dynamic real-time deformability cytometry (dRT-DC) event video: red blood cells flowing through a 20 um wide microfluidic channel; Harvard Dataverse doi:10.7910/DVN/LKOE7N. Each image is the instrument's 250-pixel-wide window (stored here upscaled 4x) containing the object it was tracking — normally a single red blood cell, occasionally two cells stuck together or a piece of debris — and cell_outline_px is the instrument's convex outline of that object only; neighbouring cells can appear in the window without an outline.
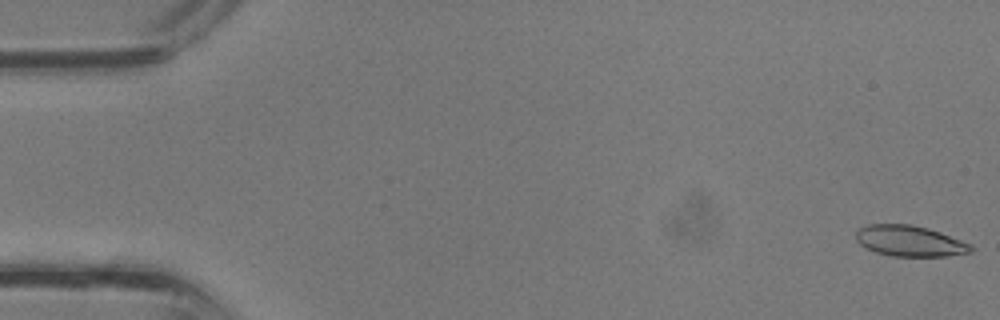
{"species": "common noctule bat (a hibernating species)", "species_latin": "Nyctalus noctula", "temperature_condition": "room temperature", "stored_images_in_passage": 37, "camera_frame_rate_fps": 3000, "um_per_image_px": 0.085, "animal": {"sex": "male", "body_mass_g": 13.3}, "frame": {"image": 1, "passage_image": 1, "time_ms": 0.0, "image_size_px": [1000, 320], "cell_outline_px": [[976, 248], [972, 252], [948, 256], [892, 256], [876, 252], [860, 244], [856, 240], [856, 228], [868, 224], [912, 224], [928, 228], [940, 232], [972, 244]], "centroid_in_image_um": [77.35, 20.48], "position_along_channel_um": 7.6, "area_um2": 20.87}}
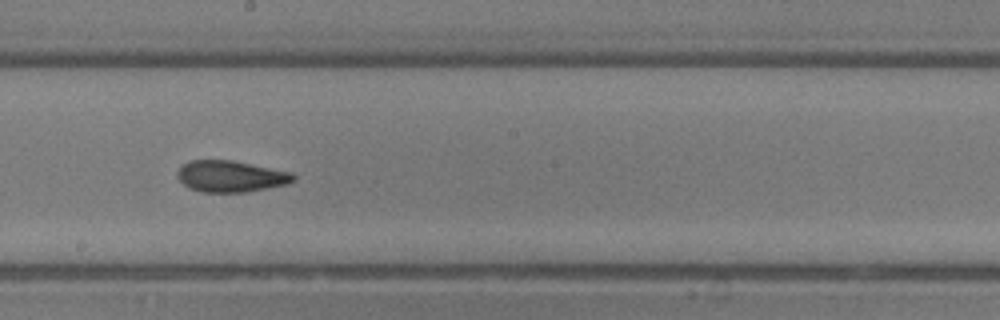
{"frame": {"image": 2, "passage_image": 21, "time_ms": 6.667, "image_size_px": [1000, 320], "cell_outline_px": [[296, 180], [288, 184], [244, 192], [204, 192], [188, 188], [176, 176], [176, 172], [188, 160], [232, 160], [292, 172], [296, 176]], "centroid_in_image_um": [19.62, 14.98], "position_along_channel_um": 228.6, "area_um2": 21.27}}
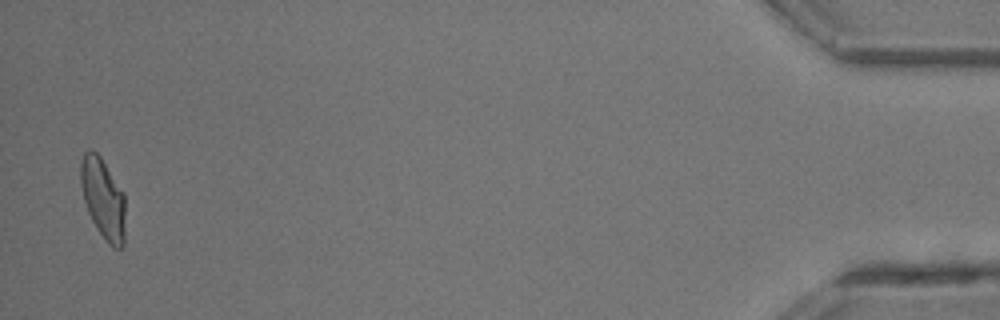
{"frame": {"image": 3, "passage_image": 37, "time_ms": 12.0, "image_size_px": [1000, 320], "cell_outline_px": [[124, 244], [120, 248], [112, 248], [108, 244], [92, 220], [88, 212], [84, 200], [80, 184], [80, 164], [84, 152], [96, 152], [100, 156], [124, 192]], "centroid_in_image_um": [8.76, 16.88], "position_along_channel_um": 426.4, "area_um2": 20.75}}